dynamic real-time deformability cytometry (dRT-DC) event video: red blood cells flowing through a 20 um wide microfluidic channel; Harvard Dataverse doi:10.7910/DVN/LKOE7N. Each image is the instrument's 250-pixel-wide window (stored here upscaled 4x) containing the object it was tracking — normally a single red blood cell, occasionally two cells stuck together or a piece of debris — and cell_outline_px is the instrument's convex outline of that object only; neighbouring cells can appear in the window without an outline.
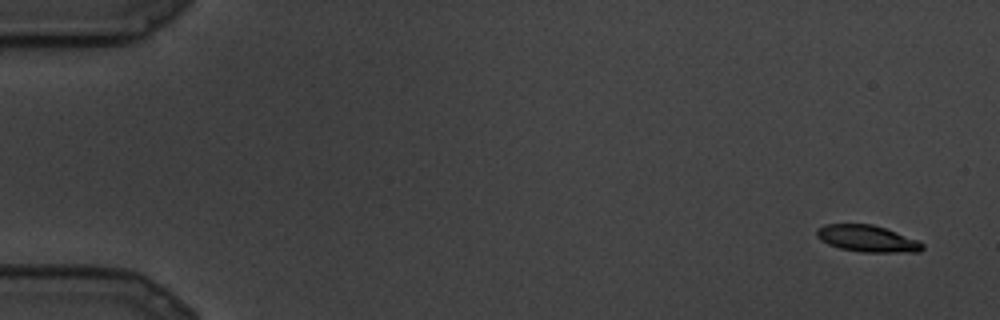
{"species": "common noctule bat (a hibernating species)", "species_latin": "Nyctalus noctula", "temperature_condition": "cold", "stored_images_in_passage": 10, "camera_frame_rate_fps": 3000, "um_per_image_px": 0.085, "animal": {"sex": "male", "body_mass_g": 19.5, "forearm_length_mm": 54.6}, "frame": {"image": 1, "passage_image": 1, "time_ms": 0.0, "image_size_px": [1000, 320], "cell_outline_px": [[924, 248], [920, 252], [860, 252], [840, 248], [828, 244], [820, 240], [816, 236], [816, 228], [824, 224], [872, 224], [896, 232], [916, 240], [924, 244]], "centroid_in_image_um": [73.68, 20.28], "position_along_channel_um": 11.3, "area_um2": 16.42}}